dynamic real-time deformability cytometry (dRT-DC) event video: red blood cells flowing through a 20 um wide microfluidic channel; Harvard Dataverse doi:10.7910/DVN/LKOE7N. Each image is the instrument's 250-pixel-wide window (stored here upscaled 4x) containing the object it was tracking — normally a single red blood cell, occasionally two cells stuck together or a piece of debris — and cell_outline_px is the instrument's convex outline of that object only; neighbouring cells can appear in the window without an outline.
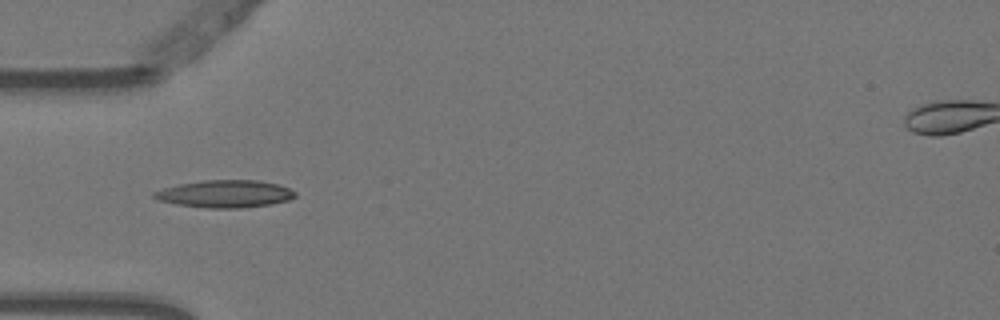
{"species": "Egyptian fruit bat (a non-hibernating species)", "species_latin": "Rousettus aegyptiacus", "temperature_condition": "warm", "stored_images_in_passage": 5, "camera_frame_rate_fps": 3000, "um_per_image_px": 0.085, "animal": {"sex": "female"}, "frame": {"image": 1, "passage_image": 5, "time_ms": 1.333, "image_size_px": [1000, 320], "cell_outline_px": [[296, 196], [288, 200], [272, 204], [240, 208], [208, 208], [176, 204], [160, 200], [152, 196], [152, 192], [164, 188], [180, 184], [204, 180], [256, 180], [276, 184], [288, 188], [296, 192]], "centroid_in_image_um": [19.13, 16.48], "position_along_channel_um": 65.9, "area_um2": 22.37}}